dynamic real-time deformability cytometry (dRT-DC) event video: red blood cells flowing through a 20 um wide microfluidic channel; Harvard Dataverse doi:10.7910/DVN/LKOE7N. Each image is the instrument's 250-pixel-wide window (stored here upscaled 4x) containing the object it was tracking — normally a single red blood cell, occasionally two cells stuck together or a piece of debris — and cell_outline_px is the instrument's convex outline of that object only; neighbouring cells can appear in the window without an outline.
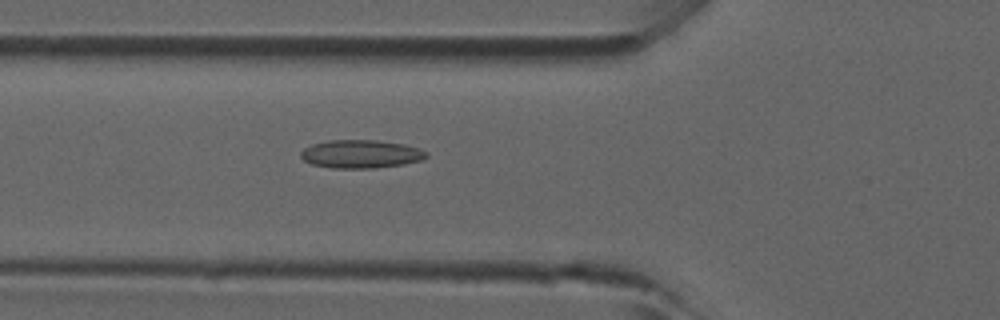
{"species": "common noctule bat (a hibernating species)", "species_latin": "Nyctalus noctula", "temperature_condition": "room temperature", "stored_images_in_passage": 36, "camera_frame_rate_fps": 3000, "um_per_image_px": 0.085, "animal": {"sex": "male", "forearm_length_mm": 52.5}, "frame": {"image": 1, "passage_image": 6, "time_ms": 1.667, "image_size_px": [1000, 320], "cell_outline_px": [[428, 156], [424, 160], [404, 164], [376, 168], [332, 168], [312, 164], [304, 160], [300, 156], [300, 152], [304, 148], [312, 144], [328, 140], [376, 140], [404, 144], [420, 148], [428, 152]], "centroid_in_image_um": [30.71, 13.09], "position_along_channel_um": 95.1, "area_um2": 20.87}}